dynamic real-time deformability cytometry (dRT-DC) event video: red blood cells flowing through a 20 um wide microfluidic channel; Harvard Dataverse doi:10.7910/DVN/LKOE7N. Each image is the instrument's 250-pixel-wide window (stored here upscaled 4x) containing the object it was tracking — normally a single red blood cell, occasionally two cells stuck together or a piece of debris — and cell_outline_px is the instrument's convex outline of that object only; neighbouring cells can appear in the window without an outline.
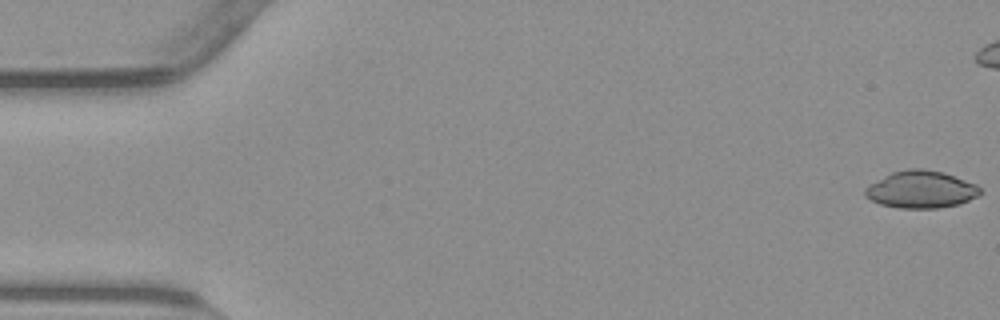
{"species": "common noctule bat (a hibernating species)", "species_latin": "Nyctalus noctula", "temperature_condition": "warm", "stored_images_in_passage": 10, "camera_frame_rate_fps": 3000, "um_per_image_px": 0.085, "animal": {"sex": "male", "body_mass_g": 23.1, "forearm_length_mm": 52.7}, "frame": {"image": 1, "passage_image": 1, "time_ms": 0.0, "image_size_px": [1000, 320], "cell_outline_px": [[980, 192], [976, 196], [968, 200], [956, 204], [936, 208], [896, 208], [880, 204], [864, 196], [864, 188], [868, 184], [892, 172], [908, 168], [924, 168], [944, 172], [976, 184], [980, 188]], "centroid_in_image_um": [78.23, 16.09], "position_along_channel_um": 6.8, "area_um2": 24.97}}